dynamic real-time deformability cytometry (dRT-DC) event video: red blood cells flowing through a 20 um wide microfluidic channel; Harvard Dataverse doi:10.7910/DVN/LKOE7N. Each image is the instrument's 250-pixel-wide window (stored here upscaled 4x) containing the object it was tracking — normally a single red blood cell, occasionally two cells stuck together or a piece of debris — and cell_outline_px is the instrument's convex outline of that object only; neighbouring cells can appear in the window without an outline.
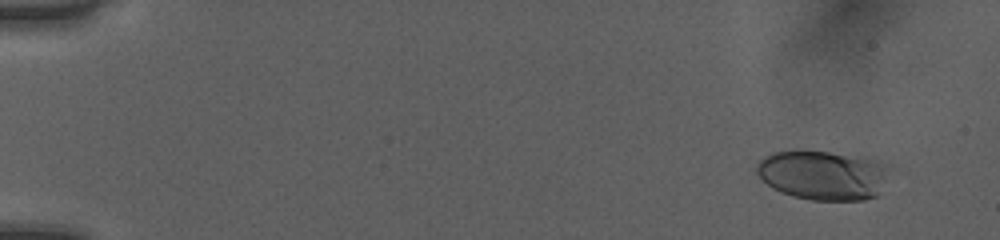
{"species": "human", "species_latin": "Homo sapiens", "temperature_condition": "room temperature", "stored_images_in_passage": 50, "camera_frame_rate_fps": 3000, "um_per_image_px": 0.085, "donor": {"sex": "female"}, "frame": {"image": 1, "passage_image": 2, "time_ms": 0.333, "image_size_px": [1000, 240], "cell_outline_px": [[884, 176], [880, 196], [864, 200], [812, 200], [792, 196], [772, 188], [756, 172], [756, 164], [764, 156], [772, 152], [796, 148], [800, 148], [868, 156], [884, 164]], "centroid_in_image_um": [69.9, 14.84], "position_along_channel_um": 15.1, "area_um2": 38.96}}
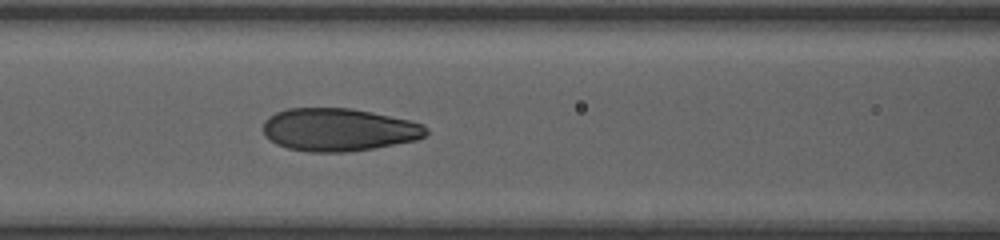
{"frame": {"image": 2, "passage_image": 22, "time_ms": 7.0, "image_size_px": [1000, 240], "cell_outline_px": [[428, 132], [424, 136], [416, 140], [372, 148], [348, 152], [308, 152], [288, 148], [276, 144], [264, 136], [264, 120], [268, 116], [276, 112], [288, 108], [352, 108], [372, 112], [408, 120], [424, 124], [428, 128]], "centroid_in_image_um": [28.76, 11.02], "position_along_channel_um": 137.8, "area_um2": 40.75}}
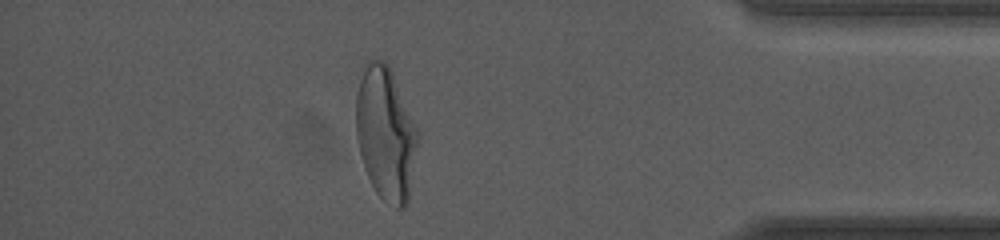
{"frame": {"image": 3, "passage_image": 44, "time_ms": 14.333, "image_size_px": [1000, 240], "cell_outline_px": [[420, 136], [408, 200], [404, 208], [396, 208], [384, 200], [376, 192], [364, 168], [356, 136], [356, 96], [364, 60], [384, 60], [388, 64], [392, 72], [420, 132]], "centroid_in_image_um": [32.79, 11.32], "position_along_channel_um": 402.4, "area_um2": 48.32}, "authors_computed_cell_mechanics": {"area_um2": 40.7201, "velocity_mm_per_s": 4.0305, "shape_relaxation_time_tau1_ms": 3.9409, "shape_relaxation_time_tau2_ms": 0.6955, "deformation_change_tau1": 0.1842, "deformation_change_tau2": 0.0677}}